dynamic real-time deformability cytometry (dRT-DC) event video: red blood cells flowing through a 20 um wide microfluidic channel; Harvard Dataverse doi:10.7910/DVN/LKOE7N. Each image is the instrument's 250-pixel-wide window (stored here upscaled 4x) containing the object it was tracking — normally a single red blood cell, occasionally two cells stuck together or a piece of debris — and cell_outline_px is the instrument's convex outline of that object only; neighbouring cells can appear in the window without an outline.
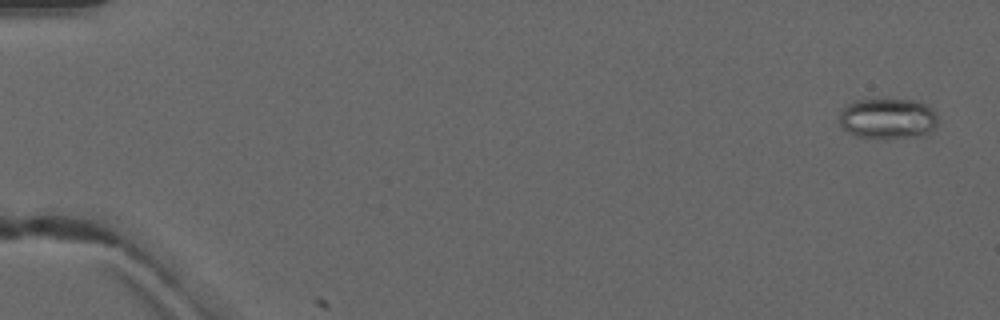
{"species": "common noctule bat (a hibernating species)", "species_latin": "Nyctalus noctula", "temperature_condition": "warm", "stored_images_in_passage": 2, "camera_frame_rate_fps": 3000, "um_per_image_px": 0.085, "animal": {"sex": "male", "forearm_length_mm": 52.5}, "frame": {"image": 1, "passage_image": 1, "time_ms": 0.0, "image_size_px": [1000, 320], "cell_outline_px": [[936, 124], [928, 132], [920, 136], [856, 136], [848, 132], [840, 124], [840, 112], [848, 104], [856, 100], [920, 100], [928, 104], [936, 112]], "centroid_in_image_um": [75.48, 10.03], "position_along_channel_um": 9.5, "area_um2": 22.66}}